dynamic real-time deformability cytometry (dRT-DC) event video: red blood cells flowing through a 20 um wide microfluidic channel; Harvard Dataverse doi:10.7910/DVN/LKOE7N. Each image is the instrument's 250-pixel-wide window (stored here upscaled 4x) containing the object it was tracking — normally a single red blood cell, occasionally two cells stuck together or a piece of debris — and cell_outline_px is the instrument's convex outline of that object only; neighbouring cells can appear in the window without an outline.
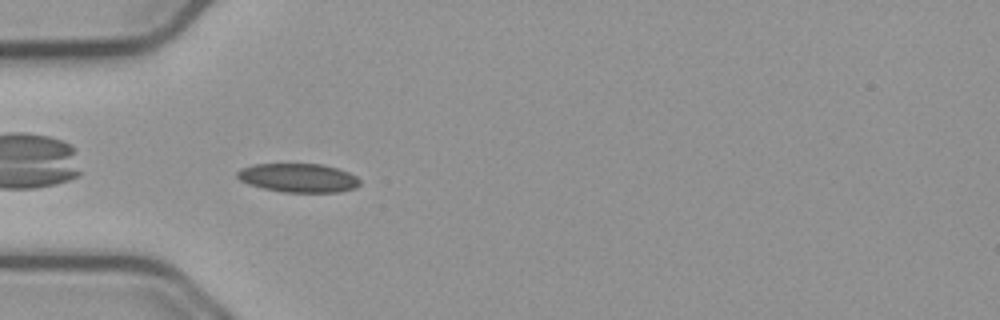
{"species": "common noctule bat (a hibernating species)", "species_latin": "Nyctalus noctula", "temperature_condition": "cold", "stored_images_in_passage": 41, "camera_frame_rate_fps": 3000, "um_per_image_px": 0.085, "animal": {"sex": "male", "body_mass_g": 23.1, "forearm_length_mm": 52.7}, "frame": {"image": 1, "passage_image": 3, "time_ms": 0.667, "image_size_px": [1000, 320], "cell_outline_px": [[360, 184], [356, 188], [340, 192], [284, 192], [264, 188], [248, 184], [240, 180], [236, 176], [236, 172], [240, 168], [252, 164], [320, 164], [336, 168], [348, 172], [356, 176], [360, 180]], "centroid_in_image_um": [25.35, 15.12], "position_along_channel_um": 59.7, "area_um2": 20.63}}
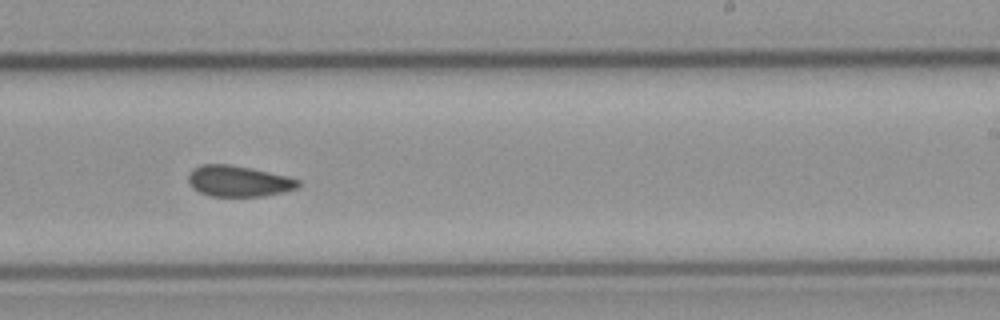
{"frame": {"image": 2, "passage_image": 20, "time_ms": 6.333, "image_size_px": [1000, 320], "cell_outline_px": [[300, 184], [296, 188], [284, 192], [264, 196], [212, 196], [200, 192], [192, 188], [188, 184], [188, 176], [192, 168], [200, 164], [228, 164], [252, 168], [288, 176], [300, 180]], "centroid_in_image_um": [20.26, 15.39], "position_along_channel_um": 268.7, "area_um2": 20.0}}
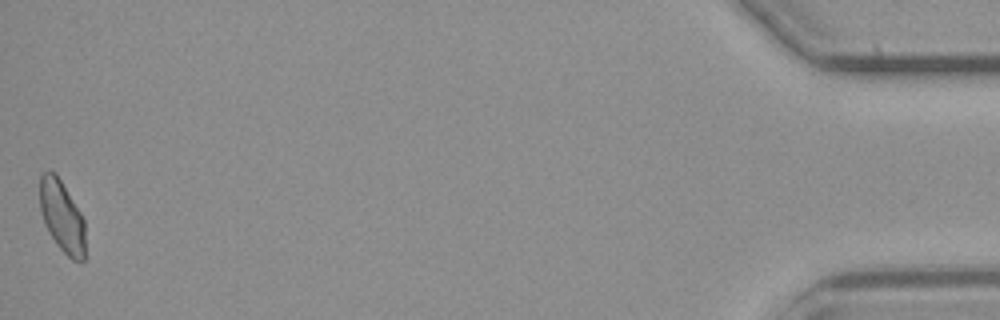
{"frame": {"image": 3, "passage_image": 41, "time_ms": 13.333, "image_size_px": [1000, 320], "cell_outline_px": [[84, 260], [72, 260], [56, 244], [48, 232], [44, 224], [40, 208], [40, 176], [44, 172], [56, 172], [80, 212], [84, 220]], "centroid_in_image_um": [5.25, 18.39], "position_along_channel_um": 430.0, "area_um2": 18.79}, "authors_computed_cell_mechanics": {"area_um2": 20.1144, "velocity_mm_per_s": 3.7371, "shape_relaxation_time_tau1_ms": null, "shape_relaxation_time_tau2_ms": 6.4278, "deformation_change_tau1": null, "deformation_change_tau2": 0.1119}}